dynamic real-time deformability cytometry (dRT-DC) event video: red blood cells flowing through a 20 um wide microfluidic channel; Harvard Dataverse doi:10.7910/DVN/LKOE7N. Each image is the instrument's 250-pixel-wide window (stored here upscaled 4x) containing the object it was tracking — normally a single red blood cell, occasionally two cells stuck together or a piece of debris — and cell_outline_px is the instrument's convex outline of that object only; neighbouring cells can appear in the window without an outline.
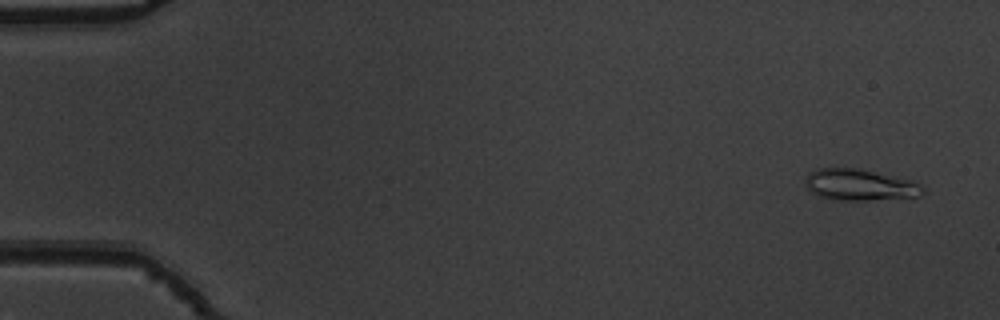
{"species": "common noctule bat (a hibernating species)", "species_latin": "Nyctalus noctula", "temperature_condition": "warm", "stored_images_in_passage": 13, "camera_frame_rate_fps": 3000, "um_per_image_px": 0.085, "animal": {"sex": "male", "body_mass_g": 19.5, "forearm_length_mm": 54.6}, "frame": {"image": 1, "passage_image": 3, "time_ms": 0.667, "image_size_px": [1000, 320], "cell_outline_px": [[924, 192], [920, 196], [868, 200], [832, 200], [820, 196], [812, 192], [808, 188], [804, 180], [808, 172], [820, 168], [860, 168], [912, 180], [920, 184], [924, 188]], "centroid_in_image_um": [73.08, 15.7], "position_along_channel_um": 11.9, "area_um2": 21.56}}